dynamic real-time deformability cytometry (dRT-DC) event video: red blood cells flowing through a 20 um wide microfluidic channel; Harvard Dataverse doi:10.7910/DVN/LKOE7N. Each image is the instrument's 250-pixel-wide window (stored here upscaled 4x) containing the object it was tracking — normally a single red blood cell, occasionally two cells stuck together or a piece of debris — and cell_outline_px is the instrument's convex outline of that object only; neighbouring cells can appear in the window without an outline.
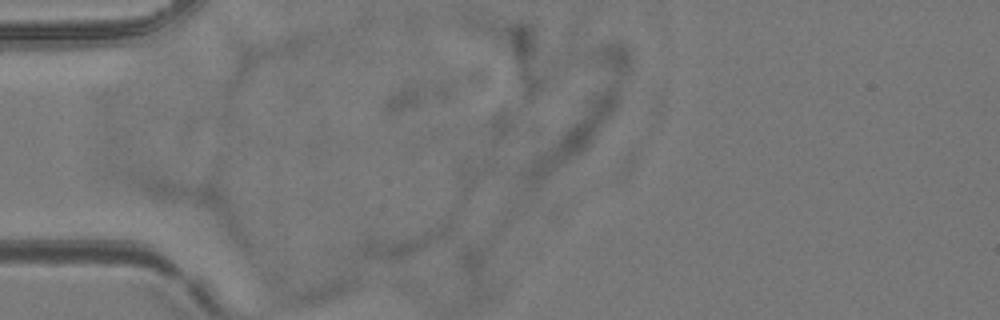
{"species": "common noctule bat (a hibernating species)", "species_latin": "Nyctalus noctula", "temperature_condition": "room temperature", "stored_images_in_passage": 3, "camera_frame_rate_fps": 3000, "um_per_image_px": 0.085, "animal": {"sex": "female", "body_mass_g": 24.6, "forearm_length_mm": 56.2}, "frame": {"image": 1, "passage_image": 2, "time_ms": 0.333, "image_size_px": [1000, 320], "cell_outline_px": [[452, 232], [400, 260], [380, 260], [356, 256], [356, 248], [368, 236], [452, 216]], "centroid_in_image_um": [34.32, 20.43], "position_along_channel_um": 50.7, "area_um2": 16.59}}